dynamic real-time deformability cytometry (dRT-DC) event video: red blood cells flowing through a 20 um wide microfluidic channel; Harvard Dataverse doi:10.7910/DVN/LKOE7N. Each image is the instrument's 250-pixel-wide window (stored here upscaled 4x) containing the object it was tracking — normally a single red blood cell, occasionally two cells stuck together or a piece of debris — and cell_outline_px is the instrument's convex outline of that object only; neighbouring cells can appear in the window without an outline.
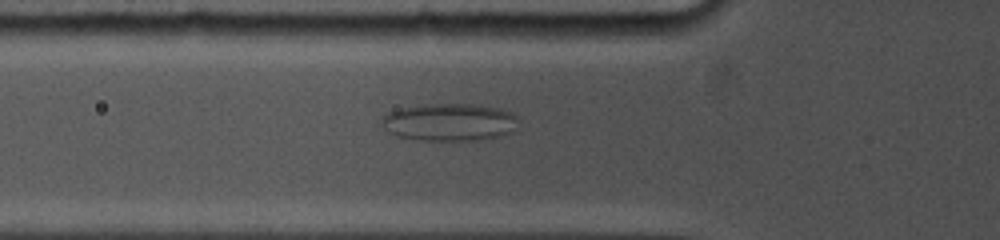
{"species": "common noctule bat (a hibernating species)", "species_latin": "Nyctalus noctula", "temperature_condition": "cold", "stored_images_in_passage": 30, "camera_frame_rate_fps": 5000, "um_per_image_px": 0.085, "animal": {"sex": "female", "body_mass_g": 19.0, "forearm_length_mm": 53.3}, "frame": {"image": 1, "passage_image": 7, "time_ms": 5.2, "image_size_px": [1000, 240], "cell_outline_px": [[520, 120], [516, 132], [484, 140], [420, 140], [396, 136], [388, 132], [380, 124], [380, 120], [388, 112], [396, 108], [420, 104], [476, 104], [500, 108], [512, 112], [520, 116]], "centroid_in_image_um": [38.26, 10.38], "position_along_channel_um": 87.5, "area_um2": 30.87}}
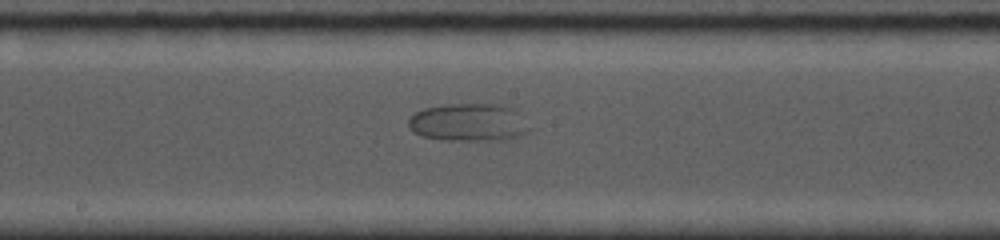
{"frame": {"image": 2, "passage_image": 14, "time_ms": 8.6, "image_size_px": [1000, 240], "cell_outline_px": [[532, 128], [528, 132], [520, 136], [504, 140], [444, 140], [424, 136], [412, 132], [408, 128], [408, 120], [416, 112], [424, 108], [444, 104], [504, 104], [520, 112]], "centroid_in_image_um": [39.88, 10.4], "position_along_channel_um": 208.3, "area_um2": 27.11}}
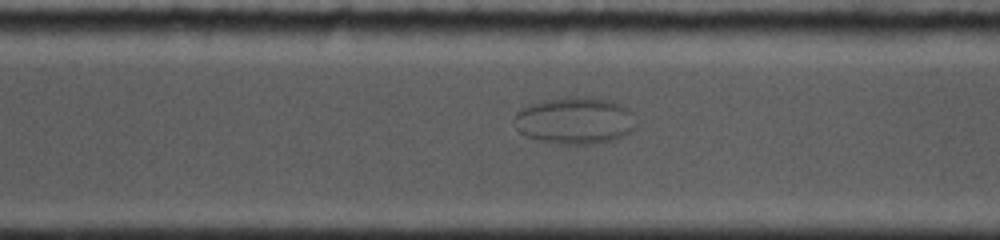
{"frame": {"image": 3, "passage_image": 21, "time_ms": 11.8, "image_size_px": [1000, 240], "cell_outline_px": [[632, 132], [616, 140], [592, 144], [560, 144], [540, 140], [528, 136], [520, 132], [512, 120], [512, 116], [516, 112], [532, 104], [544, 100], [576, 96], [580, 96], [612, 100], [628, 108], [632, 112]], "centroid_in_image_um": [48.86, 10.25], "position_along_channel_um": 321.7, "area_um2": 33.23}}